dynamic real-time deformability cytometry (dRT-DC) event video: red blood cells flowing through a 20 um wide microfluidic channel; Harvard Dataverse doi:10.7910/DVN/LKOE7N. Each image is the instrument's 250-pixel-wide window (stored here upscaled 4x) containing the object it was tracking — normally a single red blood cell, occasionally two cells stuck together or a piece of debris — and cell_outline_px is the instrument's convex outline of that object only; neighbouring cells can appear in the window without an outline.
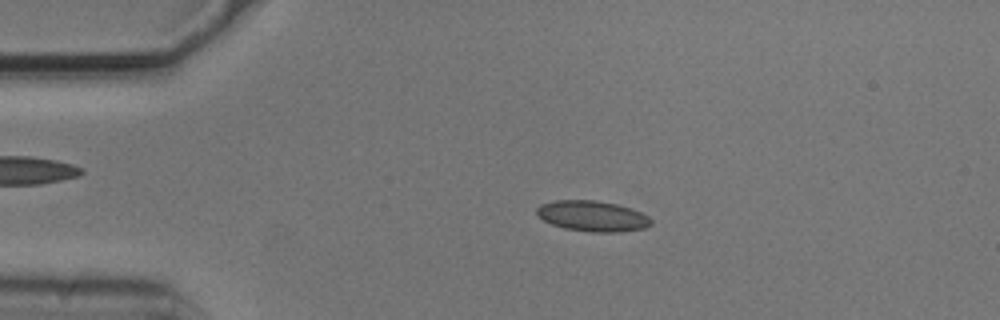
{"species": "common noctule bat (a hibernating species)", "species_latin": "Nyctalus noctula", "temperature_condition": "cold", "stored_images_in_passage": 54, "camera_frame_rate_fps": 3000, "um_per_image_px": 0.085, "animal": {"sex": "male", "body_mass_g": 20.5, "forearm_length_mm": 52.5}, "frame": {"image": 1, "passage_image": 11, "time_ms": 3.333, "image_size_px": [1000, 320], "cell_outline_px": [[652, 224], [644, 228], [620, 232], [592, 232], [564, 228], [552, 224], [536, 216], [536, 208], [540, 204], [556, 200], [596, 200], [616, 204], [632, 208], [648, 216], [652, 220]], "centroid_in_image_um": [50.35, 18.36], "position_along_channel_um": 34.7, "area_um2": 20.52}}
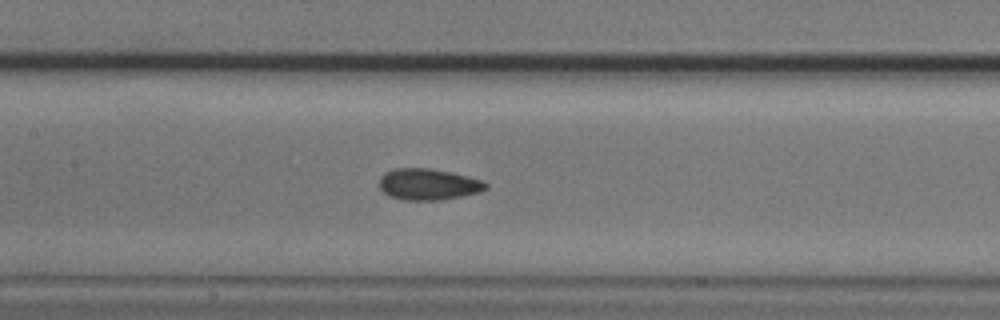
{"frame": {"image": 2, "passage_image": 25, "time_ms": 8.0, "image_size_px": [1000, 320], "cell_outline_px": [[488, 188], [480, 192], [440, 200], [404, 200], [388, 196], [380, 188], [380, 176], [384, 172], [392, 168], [428, 168], [452, 172], [484, 180], [488, 184]], "centroid_in_image_um": [36.41, 15.66], "position_along_channel_um": 171.0, "area_um2": 19.65}}
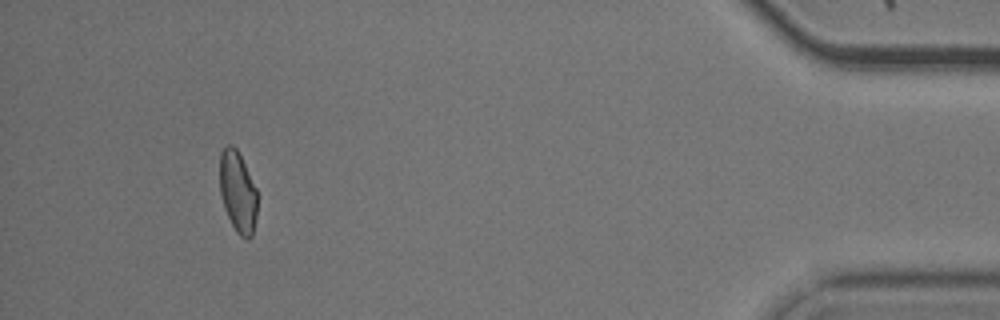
{"frame": {"image": 3, "passage_image": 50, "time_ms": 16.333, "image_size_px": [1000, 320], "cell_outline_px": [[256, 216], [252, 236], [248, 240], [240, 236], [236, 232], [224, 208], [220, 196], [220, 152], [228, 144], [232, 144], [236, 148], [256, 188]], "centroid_in_image_um": [20.19, 16.32], "position_along_channel_um": 415.0, "area_um2": 17.63}, "authors_computed_cell_mechanics": {"area_um2": 19.2185, "velocity_mm_per_s": 3.7186, "shape_relaxation_time_tau1_ms": 2.7893, "shape_relaxation_time_tau2_ms": 2.6806, "deformation_change_tau1": 0.0757, "deformation_change_tau2": 0.0535}}